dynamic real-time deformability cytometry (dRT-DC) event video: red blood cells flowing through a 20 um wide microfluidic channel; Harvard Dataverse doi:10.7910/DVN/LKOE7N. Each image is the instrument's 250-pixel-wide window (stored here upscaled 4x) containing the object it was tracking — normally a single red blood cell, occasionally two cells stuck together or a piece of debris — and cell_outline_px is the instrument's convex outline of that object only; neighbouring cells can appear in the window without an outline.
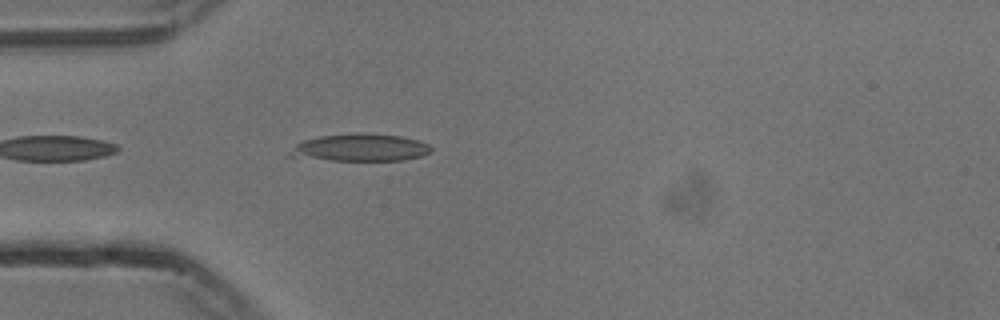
{"species": "common noctule bat (a hibernating species)", "species_latin": "Nyctalus noctula", "temperature_condition": "cold", "stored_images_in_passage": 21, "camera_frame_rate_fps": 3000, "um_per_image_px": 0.085, "animal": {"sex": "male", "body_mass_g": 13.3}, "frame": {"image": 1, "passage_image": 3, "time_ms": 0.667, "image_size_px": [1000, 320], "cell_outline_px": [[432, 152], [420, 156], [404, 160], [328, 160], [284, 156], [300, 140], [320, 136], [356, 132], [360, 132], [400, 136], [420, 140], [428, 144], [432, 148]], "centroid_in_image_um": [30.58, 12.54], "position_along_channel_um": 54.4, "area_um2": 22.89}}
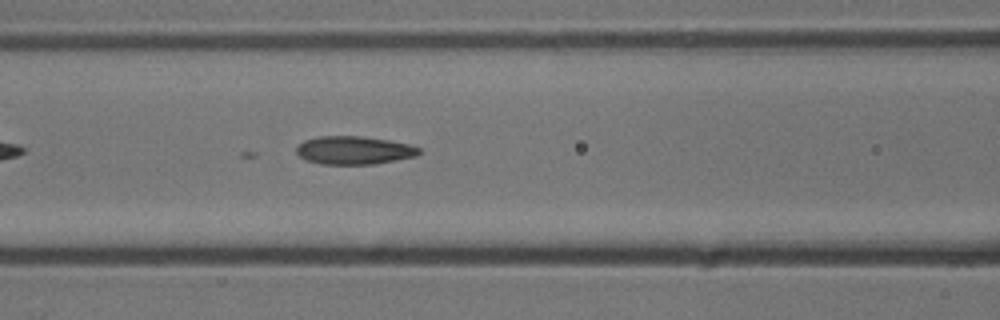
{"frame": {"image": 2, "passage_image": 10, "time_ms": 3.0, "image_size_px": [1000, 320], "cell_outline_px": [[420, 152], [416, 156], [376, 164], [320, 164], [304, 160], [296, 152], [296, 148], [304, 140], [320, 136], [360, 136], [388, 140], [408, 144], [420, 148]], "centroid_in_image_um": [30.07, 12.78], "position_along_channel_um": 136.5, "area_um2": 20.11}}
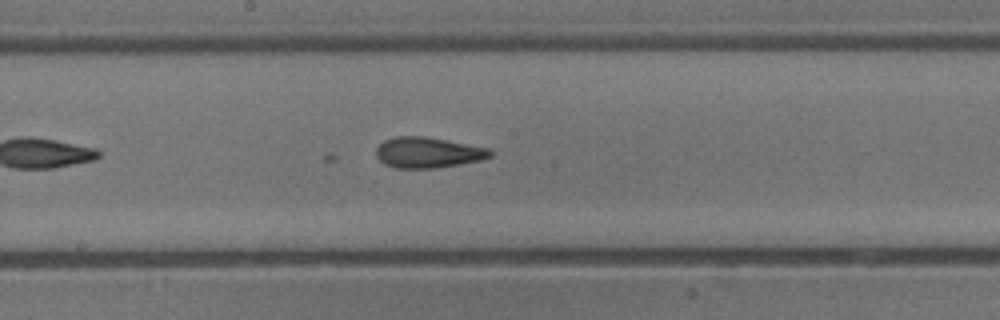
{"frame": {"image": 3, "passage_image": 16, "time_ms": 5.0, "image_size_px": [1000, 320], "cell_outline_px": [[492, 156], [480, 160], [460, 164], [436, 168], [392, 168], [384, 164], [376, 156], [376, 148], [384, 140], [396, 136], [424, 136], [492, 148]], "centroid_in_image_um": [36.38, 12.96], "position_along_channel_um": 211.8, "area_um2": 20.58}}